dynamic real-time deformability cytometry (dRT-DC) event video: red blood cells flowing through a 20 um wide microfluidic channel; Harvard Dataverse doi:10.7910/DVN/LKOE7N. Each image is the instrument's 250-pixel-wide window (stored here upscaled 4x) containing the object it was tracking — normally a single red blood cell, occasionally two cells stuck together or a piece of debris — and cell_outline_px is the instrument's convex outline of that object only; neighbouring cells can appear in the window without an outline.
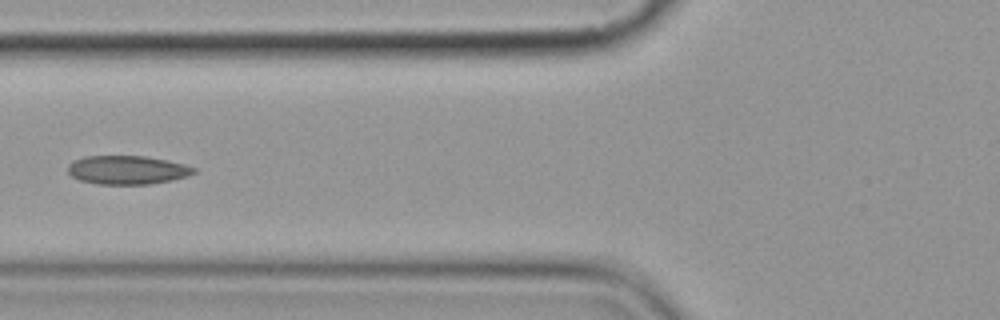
{"species": "common noctule bat (a hibernating species)", "species_latin": "Nyctalus noctula", "temperature_condition": "cold", "stored_images_in_passage": 9, "camera_frame_rate_fps": 3000, "um_per_image_px": 0.085, "animal": {"sex": "female", "body_mass_g": 19.9}, "frame": {"image": 1, "passage_image": 7, "time_ms": 7.333, "image_size_px": [1000, 320], "cell_outline_px": [[196, 172], [188, 176], [172, 180], [148, 184], [96, 184], [80, 180], [72, 176], [68, 172], [68, 164], [72, 160], [84, 156], [144, 156], [168, 160], [184, 164], [196, 168]], "centroid_in_image_um": [10.81, 14.44], "position_along_channel_um": 115.0, "area_um2": 21.15}}
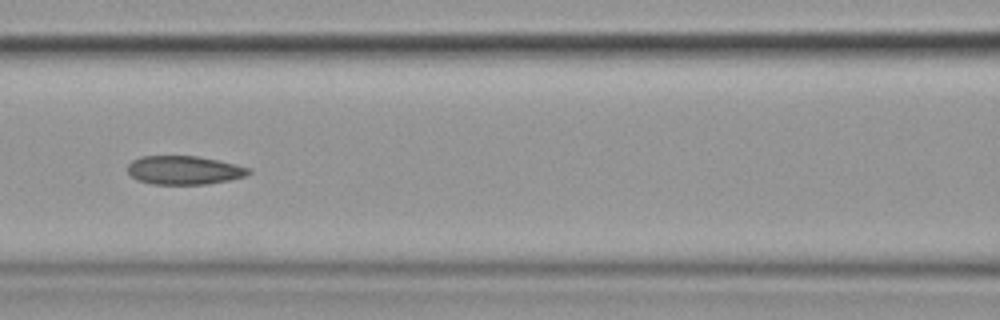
{"frame": {"image": 2, "passage_image": 8, "time_ms": 8.333, "image_size_px": [1000, 320], "cell_outline_px": [[252, 172], [244, 176], [228, 180], [208, 184], [152, 184], [136, 180], [128, 172], [128, 164], [132, 160], [140, 156], [196, 156], [216, 160], [252, 168]], "centroid_in_image_um": [15.63, 14.46], "position_along_channel_um": 151.0, "area_um2": 20.17}}
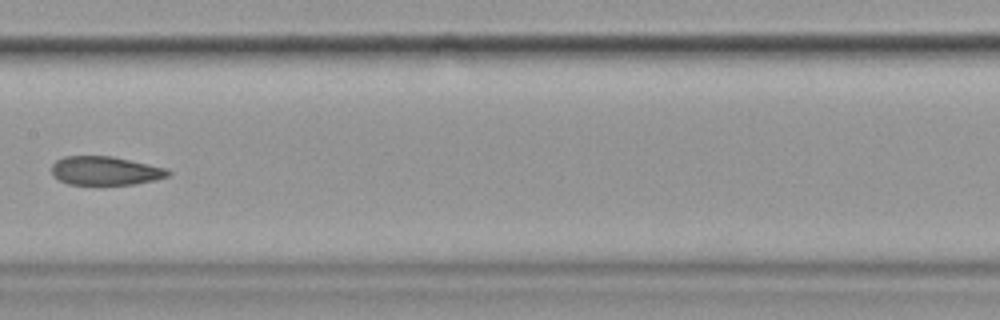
{"frame": {"image": 3, "passage_image": 9, "time_ms": 9.667, "image_size_px": [1000, 320], "cell_outline_px": [[172, 172], [168, 176], [152, 180], [132, 184], [68, 184], [52, 176], [52, 164], [56, 160], [64, 156], [112, 156], [164, 168]], "centroid_in_image_um": [8.89, 14.51], "position_along_channel_um": 198.5, "area_um2": 19.19}}